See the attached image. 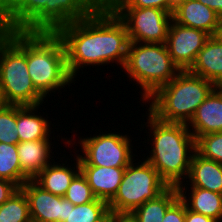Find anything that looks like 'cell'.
<instances>
[{"instance_id": "603a6c76", "label": "cell", "mask_w": 222, "mask_h": 222, "mask_svg": "<svg viewBox=\"0 0 222 222\" xmlns=\"http://www.w3.org/2000/svg\"><path fill=\"white\" fill-rule=\"evenodd\" d=\"M0 178L10 180L19 187L30 180L21 170L17 144L0 142Z\"/></svg>"}, {"instance_id": "8fae6325", "label": "cell", "mask_w": 222, "mask_h": 222, "mask_svg": "<svg viewBox=\"0 0 222 222\" xmlns=\"http://www.w3.org/2000/svg\"><path fill=\"white\" fill-rule=\"evenodd\" d=\"M210 35L202 30L182 26L172 20L166 46L180 70H188Z\"/></svg>"}, {"instance_id": "ffe728a7", "label": "cell", "mask_w": 222, "mask_h": 222, "mask_svg": "<svg viewBox=\"0 0 222 222\" xmlns=\"http://www.w3.org/2000/svg\"><path fill=\"white\" fill-rule=\"evenodd\" d=\"M186 184L188 185V183H181L178 190L179 196L185 202L187 208L195 213L211 217L217 222H222V194L203 188L191 187L187 199L184 188Z\"/></svg>"}, {"instance_id": "3957f363", "label": "cell", "mask_w": 222, "mask_h": 222, "mask_svg": "<svg viewBox=\"0 0 222 222\" xmlns=\"http://www.w3.org/2000/svg\"><path fill=\"white\" fill-rule=\"evenodd\" d=\"M148 115L146 126L150 127L153 147L146 160L168 186L178 187L185 178L188 182L191 159L196 151L195 138L189 130L191 127L185 123L160 121L149 111Z\"/></svg>"}, {"instance_id": "5b68a950", "label": "cell", "mask_w": 222, "mask_h": 222, "mask_svg": "<svg viewBox=\"0 0 222 222\" xmlns=\"http://www.w3.org/2000/svg\"><path fill=\"white\" fill-rule=\"evenodd\" d=\"M216 87L199 75L181 70L147 99L146 102L152 101L148 111L160 121L187 124Z\"/></svg>"}, {"instance_id": "484cf974", "label": "cell", "mask_w": 222, "mask_h": 222, "mask_svg": "<svg viewBox=\"0 0 222 222\" xmlns=\"http://www.w3.org/2000/svg\"><path fill=\"white\" fill-rule=\"evenodd\" d=\"M17 105L3 104L0 106V142L18 144Z\"/></svg>"}, {"instance_id": "cb8c5ba5", "label": "cell", "mask_w": 222, "mask_h": 222, "mask_svg": "<svg viewBox=\"0 0 222 222\" xmlns=\"http://www.w3.org/2000/svg\"><path fill=\"white\" fill-rule=\"evenodd\" d=\"M0 222H31L29 202L21 188L0 206Z\"/></svg>"}, {"instance_id": "ba28073f", "label": "cell", "mask_w": 222, "mask_h": 222, "mask_svg": "<svg viewBox=\"0 0 222 222\" xmlns=\"http://www.w3.org/2000/svg\"><path fill=\"white\" fill-rule=\"evenodd\" d=\"M134 162L125 168L119 189L108 203L109 212L131 213L169 187L146 159L136 163L138 165Z\"/></svg>"}, {"instance_id": "e575fe53", "label": "cell", "mask_w": 222, "mask_h": 222, "mask_svg": "<svg viewBox=\"0 0 222 222\" xmlns=\"http://www.w3.org/2000/svg\"><path fill=\"white\" fill-rule=\"evenodd\" d=\"M215 36L222 42V17H220L218 29Z\"/></svg>"}, {"instance_id": "83f0119b", "label": "cell", "mask_w": 222, "mask_h": 222, "mask_svg": "<svg viewBox=\"0 0 222 222\" xmlns=\"http://www.w3.org/2000/svg\"><path fill=\"white\" fill-rule=\"evenodd\" d=\"M63 197L72 202L74 205L87 204L96 199L86 177L81 171L71 181Z\"/></svg>"}, {"instance_id": "d590c367", "label": "cell", "mask_w": 222, "mask_h": 222, "mask_svg": "<svg viewBox=\"0 0 222 222\" xmlns=\"http://www.w3.org/2000/svg\"><path fill=\"white\" fill-rule=\"evenodd\" d=\"M99 222H112V212H109L101 221Z\"/></svg>"}, {"instance_id": "8992f818", "label": "cell", "mask_w": 222, "mask_h": 222, "mask_svg": "<svg viewBox=\"0 0 222 222\" xmlns=\"http://www.w3.org/2000/svg\"><path fill=\"white\" fill-rule=\"evenodd\" d=\"M27 68L44 98L74 81L68 72L63 43L55 32H27Z\"/></svg>"}, {"instance_id": "7402d4cb", "label": "cell", "mask_w": 222, "mask_h": 222, "mask_svg": "<svg viewBox=\"0 0 222 222\" xmlns=\"http://www.w3.org/2000/svg\"><path fill=\"white\" fill-rule=\"evenodd\" d=\"M176 186H169L155 199L148 200L137 207L131 214L137 222H162L167 209L179 198Z\"/></svg>"}, {"instance_id": "f35d334b", "label": "cell", "mask_w": 222, "mask_h": 222, "mask_svg": "<svg viewBox=\"0 0 222 222\" xmlns=\"http://www.w3.org/2000/svg\"><path fill=\"white\" fill-rule=\"evenodd\" d=\"M3 100H2V97H1V93H0V106L3 105Z\"/></svg>"}, {"instance_id": "2e32d148", "label": "cell", "mask_w": 222, "mask_h": 222, "mask_svg": "<svg viewBox=\"0 0 222 222\" xmlns=\"http://www.w3.org/2000/svg\"><path fill=\"white\" fill-rule=\"evenodd\" d=\"M188 71L217 87L222 83V42L216 36H210Z\"/></svg>"}, {"instance_id": "4dcf8cb0", "label": "cell", "mask_w": 222, "mask_h": 222, "mask_svg": "<svg viewBox=\"0 0 222 222\" xmlns=\"http://www.w3.org/2000/svg\"><path fill=\"white\" fill-rule=\"evenodd\" d=\"M19 189L20 187L16 183L0 178V206Z\"/></svg>"}, {"instance_id": "7a4b0ae2", "label": "cell", "mask_w": 222, "mask_h": 222, "mask_svg": "<svg viewBox=\"0 0 222 222\" xmlns=\"http://www.w3.org/2000/svg\"><path fill=\"white\" fill-rule=\"evenodd\" d=\"M105 0H9L0 9L3 31L55 32L82 20Z\"/></svg>"}, {"instance_id": "1f68e13d", "label": "cell", "mask_w": 222, "mask_h": 222, "mask_svg": "<svg viewBox=\"0 0 222 222\" xmlns=\"http://www.w3.org/2000/svg\"><path fill=\"white\" fill-rule=\"evenodd\" d=\"M185 222H217L215 219L189 210L185 204Z\"/></svg>"}, {"instance_id": "277c9868", "label": "cell", "mask_w": 222, "mask_h": 222, "mask_svg": "<svg viewBox=\"0 0 222 222\" xmlns=\"http://www.w3.org/2000/svg\"><path fill=\"white\" fill-rule=\"evenodd\" d=\"M0 93L4 104L36 106L45 99L35 88L27 68V32L0 35Z\"/></svg>"}, {"instance_id": "ac0fdd59", "label": "cell", "mask_w": 222, "mask_h": 222, "mask_svg": "<svg viewBox=\"0 0 222 222\" xmlns=\"http://www.w3.org/2000/svg\"><path fill=\"white\" fill-rule=\"evenodd\" d=\"M191 187L222 194V164L194 152L187 176Z\"/></svg>"}, {"instance_id": "836d02e7", "label": "cell", "mask_w": 222, "mask_h": 222, "mask_svg": "<svg viewBox=\"0 0 222 222\" xmlns=\"http://www.w3.org/2000/svg\"><path fill=\"white\" fill-rule=\"evenodd\" d=\"M205 6L214 10L220 17H222V0H198Z\"/></svg>"}, {"instance_id": "6da1fadb", "label": "cell", "mask_w": 222, "mask_h": 222, "mask_svg": "<svg viewBox=\"0 0 222 222\" xmlns=\"http://www.w3.org/2000/svg\"><path fill=\"white\" fill-rule=\"evenodd\" d=\"M55 33L63 43L73 79L84 66L115 62L123 68L126 62L130 44L126 25L106 3L82 20L59 27Z\"/></svg>"}, {"instance_id": "9a60e30c", "label": "cell", "mask_w": 222, "mask_h": 222, "mask_svg": "<svg viewBox=\"0 0 222 222\" xmlns=\"http://www.w3.org/2000/svg\"><path fill=\"white\" fill-rule=\"evenodd\" d=\"M80 171L86 177L96 198L109 203L119 189L125 168L80 166Z\"/></svg>"}, {"instance_id": "f1b7e54d", "label": "cell", "mask_w": 222, "mask_h": 222, "mask_svg": "<svg viewBox=\"0 0 222 222\" xmlns=\"http://www.w3.org/2000/svg\"><path fill=\"white\" fill-rule=\"evenodd\" d=\"M177 0H105L109 7L158 8L173 13Z\"/></svg>"}, {"instance_id": "7c38bea8", "label": "cell", "mask_w": 222, "mask_h": 222, "mask_svg": "<svg viewBox=\"0 0 222 222\" xmlns=\"http://www.w3.org/2000/svg\"><path fill=\"white\" fill-rule=\"evenodd\" d=\"M27 196L31 222H64L72 202L42 189L33 180L20 187Z\"/></svg>"}, {"instance_id": "30bf717a", "label": "cell", "mask_w": 222, "mask_h": 222, "mask_svg": "<svg viewBox=\"0 0 222 222\" xmlns=\"http://www.w3.org/2000/svg\"><path fill=\"white\" fill-rule=\"evenodd\" d=\"M124 22L130 42L166 44L172 14L158 8L110 7Z\"/></svg>"}, {"instance_id": "d6a6232c", "label": "cell", "mask_w": 222, "mask_h": 222, "mask_svg": "<svg viewBox=\"0 0 222 222\" xmlns=\"http://www.w3.org/2000/svg\"><path fill=\"white\" fill-rule=\"evenodd\" d=\"M112 222H137L131 213L112 212Z\"/></svg>"}, {"instance_id": "e0dca14e", "label": "cell", "mask_w": 222, "mask_h": 222, "mask_svg": "<svg viewBox=\"0 0 222 222\" xmlns=\"http://www.w3.org/2000/svg\"><path fill=\"white\" fill-rule=\"evenodd\" d=\"M49 139L22 141L17 144L22 172L33 180L47 165L51 163L52 151Z\"/></svg>"}, {"instance_id": "5bb4252c", "label": "cell", "mask_w": 222, "mask_h": 222, "mask_svg": "<svg viewBox=\"0 0 222 222\" xmlns=\"http://www.w3.org/2000/svg\"><path fill=\"white\" fill-rule=\"evenodd\" d=\"M195 140L204 134L222 132V88L216 87L199 105L187 123Z\"/></svg>"}, {"instance_id": "8d00e7d4", "label": "cell", "mask_w": 222, "mask_h": 222, "mask_svg": "<svg viewBox=\"0 0 222 222\" xmlns=\"http://www.w3.org/2000/svg\"><path fill=\"white\" fill-rule=\"evenodd\" d=\"M9 0H0V9L8 2Z\"/></svg>"}, {"instance_id": "9c48e42d", "label": "cell", "mask_w": 222, "mask_h": 222, "mask_svg": "<svg viewBox=\"0 0 222 222\" xmlns=\"http://www.w3.org/2000/svg\"><path fill=\"white\" fill-rule=\"evenodd\" d=\"M120 133H105L80 137L83 155L78 154L80 166L126 168L132 161V140Z\"/></svg>"}, {"instance_id": "44dd1931", "label": "cell", "mask_w": 222, "mask_h": 222, "mask_svg": "<svg viewBox=\"0 0 222 222\" xmlns=\"http://www.w3.org/2000/svg\"><path fill=\"white\" fill-rule=\"evenodd\" d=\"M40 105H17V135L19 142L49 139L51 123L41 115H36ZM50 125V126H49Z\"/></svg>"}, {"instance_id": "74e56055", "label": "cell", "mask_w": 222, "mask_h": 222, "mask_svg": "<svg viewBox=\"0 0 222 222\" xmlns=\"http://www.w3.org/2000/svg\"><path fill=\"white\" fill-rule=\"evenodd\" d=\"M3 33V28H2V25H1V21H0V35Z\"/></svg>"}, {"instance_id": "f546056e", "label": "cell", "mask_w": 222, "mask_h": 222, "mask_svg": "<svg viewBox=\"0 0 222 222\" xmlns=\"http://www.w3.org/2000/svg\"><path fill=\"white\" fill-rule=\"evenodd\" d=\"M162 222H185V202L181 197L167 209Z\"/></svg>"}, {"instance_id": "d6986e66", "label": "cell", "mask_w": 222, "mask_h": 222, "mask_svg": "<svg viewBox=\"0 0 222 222\" xmlns=\"http://www.w3.org/2000/svg\"><path fill=\"white\" fill-rule=\"evenodd\" d=\"M75 160L76 162L74 164L76 167L72 169L71 166L68 167V164L66 167L64 163H50L33 179V181L49 193L63 197L71 181L80 172L78 156H76Z\"/></svg>"}, {"instance_id": "4fadbf2b", "label": "cell", "mask_w": 222, "mask_h": 222, "mask_svg": "<svg viewBox=\"0 0 222 222\" xmlns=\"http://www.w3.org/2000/svg\"><path fill=\"white\" fill-rule=\"evenodd\" d=\"M172 20L182 26L199 29L215 36L220 16L198 0H177Z\"/></svg>"}, {"instance_id": "4316f807", "label": "cell", "mask_w": 222, "mask_h": 222, "mask_svg": "<svg viewBox=\"0 0 222 222\" xmlns=\"http://www.w3.org/2000/svg\"><path fill=\"white\" fill-rule=\"evenodd\" d=\"M195 148L204 158L222 164V132L199 136L195 140Z\"/></svg>"}, {"instance_id": "52a82bcc", "label": "cell", "mask_w": 222, "mask_h": 222, "mask_svg": "<svg viewBox=\"0 0 222 222\" xmlns=\"http://www.w3.org/2000/svg\"><path fill=\"white\" fill-rule=\"evenodd\" d=\"M123 70L143 89V101L181 71L169 55L166 44L140 42H130Z\"/></svg>"}, {"instance_id": "d4e9b609", "label": "cell", "mask_w": 222, "mask_h": 222, "mask_svg": "<svg viewBox=\"0 0 222 222\" xmlns=\"http://www.w3.org/2000/svg\"><path fill=\"white\" fill-rule=\"evenodd\" d=\"M108 213V203L96 198L87 204L69 206V213L64 222H99Z\"/></svg>"}]
</instances>
